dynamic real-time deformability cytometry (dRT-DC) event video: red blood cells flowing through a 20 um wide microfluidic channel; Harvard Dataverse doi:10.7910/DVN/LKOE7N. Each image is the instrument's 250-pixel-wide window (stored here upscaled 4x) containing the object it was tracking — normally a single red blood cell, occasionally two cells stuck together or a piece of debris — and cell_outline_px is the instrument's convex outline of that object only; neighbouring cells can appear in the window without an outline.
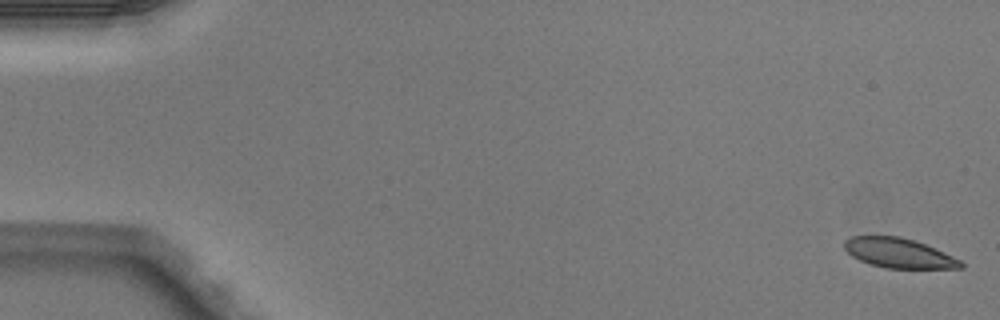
{"species": "Egyptian fruit bat (a non-hibernating species)", "species_latin": "Rousettus aegyptiacus", "temperature_condition": "warm", "stored_images_in_passage": 5, "camera_frame_rate_fps": 3000, "um_per_image_px": 0.085, "animal": {"sex": "male"}, "frame": {"image": 1, "passage_image": 1, "time_ms": 0.0, "image_size_px": [1000, 320], "cell_outline_px": [[964, 268], [884, 268], [860, 260], [852, 256], [844, 248], [844, 240], [852, 236], [900, 236], [924, 244], [944, 252], [960, 260], [964, 264]], "centroid_in_image_um": [76.39, 21.51], "position_along_channel_um": 8.6, "area_um2": 19.94}}
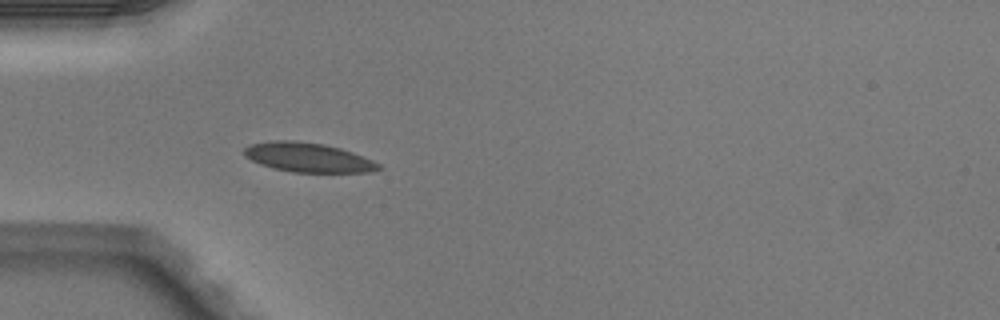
{"frame": {"image": 2, "passage_image": 5, "time_ms": 1.333, "image_size_px": [1000, 320], "cell_outline_px": [[384, 168], [372, 172], [292, 172], [272, 168], [260, 164], [244, 156], [244, 148], [252, 144], [272, 140], [296, 140], [324, 144], [340, 148], [352, 152], [372, 160], [380, 164]], "centroid_in_image_um": [26.2, 13.38], "position_along_channel_um": 58.8, "area_um2": 23.06}}